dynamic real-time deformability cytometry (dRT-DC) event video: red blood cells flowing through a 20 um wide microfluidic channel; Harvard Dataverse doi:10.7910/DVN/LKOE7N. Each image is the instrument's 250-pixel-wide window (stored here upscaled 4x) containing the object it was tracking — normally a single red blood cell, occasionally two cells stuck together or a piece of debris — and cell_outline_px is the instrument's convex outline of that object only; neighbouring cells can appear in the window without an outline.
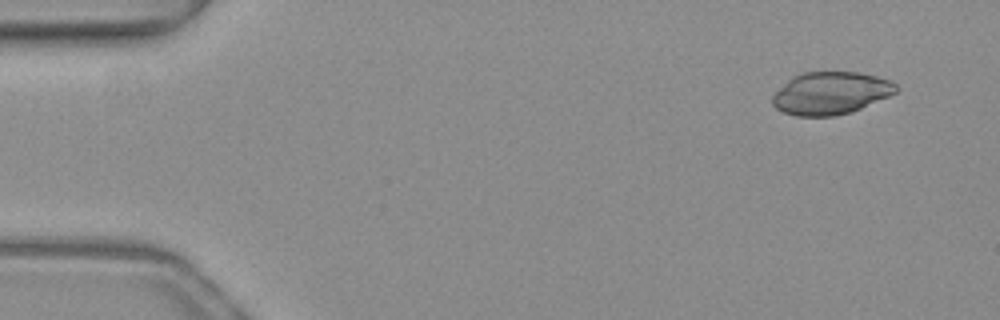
{"species": "common noctule bat (a hibernating species)", "species_latin": "Nyctalus noctula", "temperature_condition": "warm", "stored_images_in_passage": 48, "camera_frame_rate_fps": 3000, "um_per_image_px": 0.085, "animal": {"sex": "female", "body_mass_g": 19.3, "forearm_length_mm": 54.1}, "frame": {"image": 1, "passage_image": 1, "time_ms": 0.0, "image_size_px": [1000, 320], "cell_outline_px": [[900, 88], [896, 92], [888, 96], [852, 112], [836, 116], [796, 116], [784, 112], [776, 108], [772, 104], [772, 96], [792, 76], [804, 72], [856, 72], [876, 76], [888, 80], [896, 84]], "centroid_in_image_um": [70.6, 7.92], "position_along_channel_um": 14.4, "area_um2": 30.52}}